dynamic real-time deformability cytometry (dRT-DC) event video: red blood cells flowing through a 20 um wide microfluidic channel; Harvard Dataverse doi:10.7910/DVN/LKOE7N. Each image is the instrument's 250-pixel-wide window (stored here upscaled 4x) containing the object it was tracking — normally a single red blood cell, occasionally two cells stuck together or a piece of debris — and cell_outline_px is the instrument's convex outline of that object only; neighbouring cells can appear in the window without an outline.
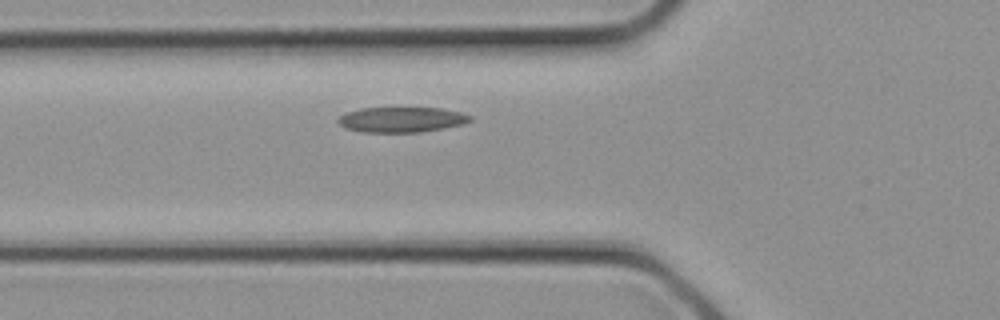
{"species": "common noctule bat (a hibernating species)", "species_latin": "Nyctalus noctula", "temperature_condition": "cold", "stored_images_in_passage": 4, "camera_frame_rate_fps": 3000, "um_per_image_px": 0.085, "animal": {"sex": "female", "body_mass_g": 21.9}, "frame": {"image": 1, "passage_image": 2, "time_ms": 0.333, "image_size_px": [1000, 320], "cell_outline_px": [[472, 120], [464, 124], [444, 128], [420, 132], [360, 132], [344, 128], [336, 120], [340, 116], [348, 112], [360, 108], [440, 108], [460, 112], [472, 116]], "centroid_in_image_um": [34.13, 10.17], "position_along_channel_um": 91.7, "area_um2": 19.48}}
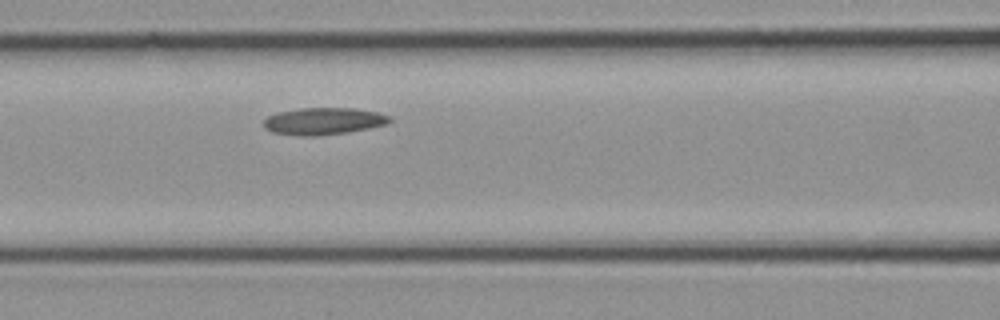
{"frame": {"image": 2, "passage_image": 4, "time_ms": 1.0, "image_size_px": [1000, 320], "cell_outline_px": [[392, 120], [388, 124], [348, 132], [316, 136], [296, 136], [272, 132], [264, 128], [264, 120], [268, 116], [276, 112], [300, 108], [356, 108], [376, 112], [392, 116]], "centroid_in_image_um": [27.5, 10.3], "position_along_channel_um": 139.1, "area_um2": 20.06}}